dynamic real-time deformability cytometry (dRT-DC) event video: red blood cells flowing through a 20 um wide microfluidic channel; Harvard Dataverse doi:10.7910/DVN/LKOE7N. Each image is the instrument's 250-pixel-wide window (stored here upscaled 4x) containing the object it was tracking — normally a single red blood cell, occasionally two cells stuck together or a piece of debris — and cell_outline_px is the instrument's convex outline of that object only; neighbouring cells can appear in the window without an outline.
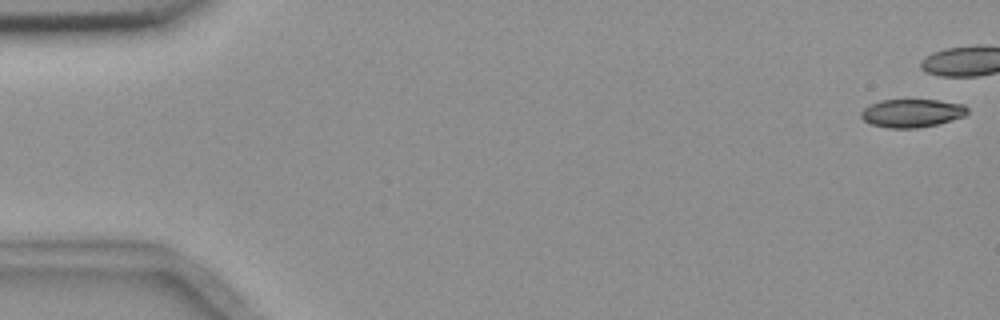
{"species": "common noctule bat (a hibernating species)", "species_latin": "Nyctalus noctula", "temperature_condition": "room temperature", "stored_images_in_passage": 6, "camera_frame_rate_fps": 3000, "um_per_image_px": 0.085, "animal": {"sex": "female", "body_mass_g": 18.4}, "frame": {"image": 1, "passage_image": 1, "time_ms": 0.0, "image_size_px": [1000, 320], "cell_outline_px": [[968, 112], [964, 116], [936, 124], [916, 128], [888, 128], [872, 124], [864, 120], [860, 116], [860, 112], [868, 104], [880, 100], [940, 100], [964, 104], [968, 108]], "centroid_in_image_um": [77.49, 9.6], "position_along_channel_um": 7.5, "area_um2": 17.51}}
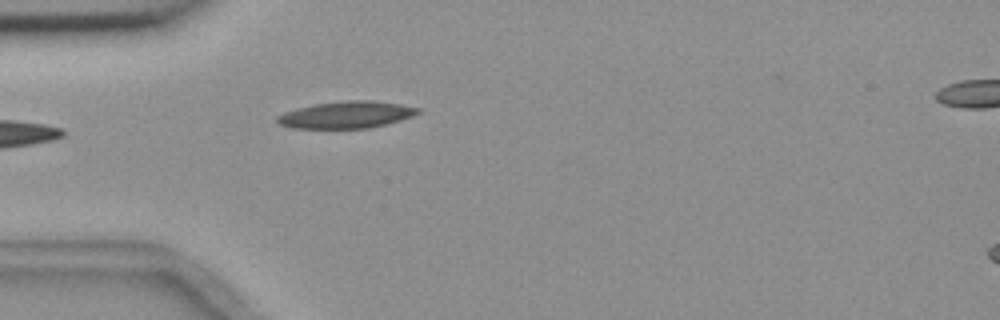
{"frame": {"image": 2, "passage_image": 6, "time_ms": 6.0, "image_size_px": [1000, 320], "cell_outline_px": [[420, 112], [412, 116], [400, 120], [368, 128], [292, 128], [280, 124], [276, 120], [276, 116], [284, 112], [316, 104], [344, 100], [372, 100], [400, 104], [420, 108]], "centroid_in_image_um": [29.45, 9.75], "position_along_channel_um": 55.6, "area_um2": 21.85}}